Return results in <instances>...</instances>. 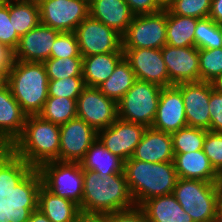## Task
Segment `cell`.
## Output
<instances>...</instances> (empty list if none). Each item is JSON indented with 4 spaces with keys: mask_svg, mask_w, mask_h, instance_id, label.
Returning a JSON list of instances; mask_svg holds the SVG:
<instances>
[{
    "mask_svg": "<svg viewBox=\"0 0 222 222\" xmlns=\"http://www.w3.org/2000/svg\"><path fill=\"white\" fill-rule=\"evenodd\" d=\"M12 149L19 176L31 174L43 163L59 161L60 126L38 115H28L24 130Z\"/></svg>",
    "mask_w": 222,
    "mask_h": 222,
    "instance_id": "obj_1",
    "label": "cell"
},
{
    "mask_svg": "<svg viewBox=\"0 0 222 222\" xmlns=\"http://www.w3.org/2000/svg\"><path fill=\"white\" fill-rule=\"evenodd\" d=\"M83 182L82 213L109 214L136 206L124 173L104 175L83 170Z\"/></svg>",
    "mask_w": 222,
    "mask_h": 222,
    "instance_id": "obj_2",
    "label": "cell"
},
{
    "mask_svg": "<svg viewBox=\"0 0 222 222\" xmlns=\"http://www.w3.org/2000/svg\"><path fill=\"white\" fill-rule=\"evenodd\" d=\"M132 198L141 206L150 198L171 194L178 176L174 162H143L129 158L123 169Z\"/></svg>",
    "mask_w": 222,
    "mask_h": 222,
    "instance_id": "obj_3",
    "label": "cell"
},
{
    "mask_svg": "<svg viewBox=\"0 0 222 222\" xmlns=\"http://www.w3.org/2000/svg\"><path fill=\"white\" fill-rule=\"evenodd\" d=\"M48 75L42 62L18 61L8 73V87L28 115H38L48 98Z\"/></svg>",
    "mask_w": 222,
    "mask_h": 222,
    "instance_id": "obj_4",
    "label": "cell"
},
{
    "mask_svg": "<svg viewBox=\"0 0 222 222\" xmlns=\"http://www.w3.org/2000/svg\"><path fill=\"white\" fill-rule=\"evenodd\" d=\"M220 192L218 182L178 178L172 193L194 222H214Z\"/></svg>",
    "mask_w": 222,
    "mask_h": 222,
    "instance_id": "obj_5",
    "label": "cell"
},
{
    "mask_svg": "<svg viewBox=\"0 0 222 222\" xmlns=\"http://www.w3.org/2000/svg\"><path fill=\"white\" fill-rule=\"evenodd\" d=\"M31 174L55 195L81 204L84 182L80 162L49 161Z\"/></svg>",
    "mask_w": 222,
    "mask_h": 222,
    "instance_id": "obj_6",
    "label": "cell"
},
{
    "mask_svg": "<svg viewBox=\"0 0 222 222\" xmlns=\"http://www.w3.org/2000/svg\"><path fill=\"white\" fill-rule=\"evenodd\" d=\"M20 192L51 222H77L81 213L78 204L47 190L32 174L20 176Z\"/></svg>",
    "mask_w": 222,
    "mask_h": 222,
    "instance_id": "obj_7",
    "label": "cell"
},
{
    "mask_svg": "<svg viewBox=\"0 0 222 222\" xmlns=\"http://www.w3.org/2000/svg\"><path fill=\"white\" fill-rule=\"evenodd\" d=\"M162 87L136 80L117 103L118 118L151 127L158 108Z\"/></svg>",
    "mask_w": 222,
    "mask_h": 222,
    "instance_id": "obj_8",
    "label": "cell"
},
{
    "mask_svg": "<svg viewBox=\"0 0 222 222\" xmlns=\"http://www.w3.org/2000/svg\"><path fill=\"white\" fill-rule=\"evenodd\" d=\"M167 9L152 14L134 15L122 35V48L161 49L166 45Z\"/></svg>",
    "mask_w": 222,
    "mask_h": 222,
    "instance_id": "obj_9",
    "label": "cell"
},
{
    "mask_svg": "<svg viewBox=\"0 0 222 222\" xmlns=\"http://www.w3.org/2000/svg\"><path fill=\"white\" fill-rule=\"evenodd\" d=\"M40 23L59 32H75L89 16V0H37Z\"/></svg>",
    "mask_w": 222,
    "mask_h": 222,
    "instance_id": "obj_10",
    "label": "cell"
},
{
    "mask_svg": "<svg viewBox=\"0 0 222 222\" xmlns=\"http://www.w3.org/2000/svg\"><path fill=\"white\" fill-rule=\"evenodd\" d=\"M75 34L82 57L123 52L122 35L90 15L77 26Z\"/></svg>",
    "mask_w": 222,
    "mask_h": 222,
    "instance_id": "obj_11",
    "label": "cell"
},
{
    "mask_svg": "<svg viewBox=\"0 0 222 222\" xmlns=\"http://www.w3.org/2000/svg\"><path fill=\"white\" fill-rule=\"evenodd\" d=\"M77 117L96 131L107 128L118 118L117 103L97 87H85L76 101Z\"/></svg>",
    "mask_w": 222,
    "mask_h": 222,
    "instance_id": "obj_12",
    "label": "cell"
},
{
    "mask_svg": "<svg viewBox=\"0 0 222 222\" xmlns=\"http://www.w3.org/2000/svg\"><path fill=\"white\" fill-rule=\"evenodd\" d=\"M146 126L117 118L107 128L97 131V138L112 154L124 162L132 157Z\"/></svg>",
    "mask_w": 222,
    "mask_h": 222,
    "instance_id": "obj_13",
    "label": "cell"
},
{
    "mask_svg": "<svg viewBox=\"0 0 222 222\" xmlns=\"http://www.w3.org/2000/svg\"><path fill=\"white\" fill-rule=\"evenodd\" d=\"M97 139V131L81 118L60 126V162H80Z\"/></svg>",
    "mask_w": 222,
    "mask_h": 222,
    "instance_id": "obj_14",
    "label": "cell"
},
{
    "mask_svg": "<svg viewBox=\"0 0 222 222\" xmlns=\"http://www.w3.org/2000/svg\"><path fill=\"white\" fill-rule=\"evenodd\" d=\"M124 58L130 63L136 79L169 87V75L161 49L122 48Z\"/></svg>",
    "mask_w": 222,
    "mask_h": 222,
    "instance_id": "obj_15",
    "label": "cell"
},
{
    "mask_svg": "<svg viewBox=\"0 0 222 222\" xmlns=\"http://www.w3.org/2000/svg\"><path fill=\"white\" fill-rule=\"evenodd\" d=\"M161 53L169 75V86L200 81L198 49L164 45Z\"/></svg>",
    "mask_w": 222,
    "mask_h": 222,
    "instance_id": "obj_16",
    "label": "cell"
},
{
    "mask_svg": "<svg viewBox=\"0 0 222 222\" xmlns=\"http://www.w3.org/2000/svg\"><path fill=\"white\" fill-rule=\"evenodd\" d=\"M182 93L188 127L210 131L209 100L211 82L199 81L175 85Z\"/></svg>",
    "mask_w": 222,
    "mask_h": 222,
    "instance_id": "obj_17",
    "label": "cell"
},
{
    "mask_svg": "<svg viewBox=\"0 0 222 222\" xmlns=\"http://www.w3.org/2000/svg\"><path fill=\"white\" fill-rule=\"evenodd\" d=\"M184 127L187 121L181 91L175 85L163 87L151 128L171 134Z\"/></svg>",
    "mask_w": 222,
    "mask_h": 222,
    "instance_id": "obj_18",
    "label": "cell"
},
{
    "mask_svg": "<svg viewBox=\"0 0 222 222\" xmlns=\"http://www.w3.org/2000/svg\"><path fill=\"white\" fill-rule=\"evenodd\" d=\"M49 26L39 23L20 37L15 51V60L28 62H45L50 58L51 47L60 34Z\"/></svg>",
    "mask_w": 222,
    "mask_h": 222,
    "instance_id": "obj_19",
    "label": "cell"
},
{
    "mask_svg": "<svg viewBox=\"0 0 222 222\" xmlns=\"http://www.w3.org/2000/svg\"><path fill=\"white\" fill-rule=\"evenodd\" d=\"M27 114L13 97L8 85L0 89V145H10L21 136Z\"/></svg>",
    "mask_w": 222,
    "mask_h": 222,
    "instance_id": "obj_20",
    "label": "cell"
},
{
    "mask_svg": "<svg viewBox=\"0 0 222 222\" xmlns=\"http://www.w3.org/2000/svg\"><path fill=\"white\" fill-rule=\"evenodd\" d=\"M143 162H173L174 152L170 133L146 128L131 157Z\"/></svg>",
    "mask_w": 222,
    "mask_h": 222,
    "instance_id": "obj_21",
    "label": "cell"
},
{
    "mask_svg": "<svg viewBox=\"0 0 222 222\" xmlns=\"http://www.w3.org/2000/svg\"><path fill=\"white\" fill-rule=\"evenodd\" d=\"M89 15L121 35L134 17L125 0H89Z\"/></svg>",
    "mask_w": 222,
    "mask_h": 222,
    "instance_id": "obj_22",
    "label": "cell"
},
{
    "mask_svg": "<svg viewBox=\"0 0 222 222\" xmlns=\"http://www.w3.org/2000/svg\"><path fill=\"white\" fill-rule=\"evenodd\" d=\"M173 162L178 178L219 182V174L215 171L203 150L174 154Z\"/></svg>",
    "mask_w": 222,
    "mask_h": 222,
    "instance_id": "obj_23",
    "label": "cell"
},
{
    "mask_svg": "<svg viewBox=\"0 0 222 222\" xmlns=\"http://www.w3.org/2000/svg\"><path fill=\"white\" fill-rule=\"evenodd\" d=\"M19 191L20 176L14 166L12 146L0 145V215L8 214Z\"/></svg>",
    "mask_w": 222,
    "mask_h": 222,
    "instance_id": "obj_24",
    "label": "cell"
},
{
    "mask_svg": "<svg viewBox=\"0 0 222 222\" xmlns=\"http://www.w3.org/2000/svg\"><path fill=\"white\" fill-rule=\"evenodd\" d=\"M140 207L149 222H194L173 193L150 198Z\"/></svg>",
    "mask_w": 222,
    "mask_h": 222,
    "instance_id": "obj_25",
    "label": "cell"
},
{
    "mask_svg": "<svg viewBox=\"0 0 222 222\" xmlns=\"http://www.w3.org/2000/svg\"><path fill=\"white\" fill-rule=\"evenodd\" d=\"M124 52H110L83 57L82 77L85 86L98 87L113 73Z\"/></svg>",
    "mask_w": 222,
    "mask_h": 222,
    "instance_id": "obj_26",
    "label": "cell"
},
{
    "mask_svg": "<svg viewBox=\"0 0 222 222\" xmlns=\"http://www.w3.org/2000/svg\"><path fill=\"white\" fill-rule=\"evenodd\" d=\"M83 170L98 174L112 175L124 173V161L112 154L97 138L80 161Z\"/></svg>",
    "mask_w": 222,
    "mask_h": 222,
    "instance_id": "obj_27",
    "label": "cell"
},
{
    "mask_svg": "<svg viewBox=\"0 0 222 222\" xmlns=\"http://www.w3.org/2000/svg\"><path fill=\"white\" fill-rule=\"evenodd\" d=\"M200 19L180 16L167 10L166 44L173 47L195 46V28Z\"/></svg>",
    "mask_w": 222,
    "mask_h": 222,
    "instance_id": "obj_28",
    "label": "cell"
},
{
    "mask_svg": "<svg viewBox=\"0 0 222 222\" xmlns=\"http://www.w3.org/2000/svg\"><path fill=\"white\" fill-rule=\"evenodd\" d=\"M136 76L130 63L123 58L115 67L110 77L97 88L108 98L118 103L134 85Z\"/></svg>",
    "mask_w": 222,
    "mask_h": 222,
    "instance_id": "obj_29",
    "label": "cell"
},
{
    "mask_svg": "<svg viewBox=\"0 0 222 222\" xmlns=\"http://www.w3.org/2000/svg\"><path fill=\"white\" fill-rule=\"evenodd\" d=\"M9 13L13 16L14 29L20 37L40 23L37 0H9Z\"/></svg>",
    "mask_w": 222,
    "mask_h": 222,
    "instance_id": "obj_30",
    "label": "cell"
},
{
    "mask_svg": "<svg viewBox=\"0 0 222 222\" xmlns=\"http://www.w3.org/2000/svg\"><path fill=\"white\" fill-rule=\"evenodd\" d=\"M77 99L48 96L38 116L56 125H63L77 117Z\"/></svg>",
    "mask_w": 222,
    "mask_h": 222,
    "instance_id": "obj_31",
    "label": "cell"
},
{
    "mask_svg": "<svg viewBox=\"0 0 222 222\" xmlns=\"http://www.w3.org/2000/svg\"><path fill=\"white\" fill-rule=\"evenodd\" d=\"M207 130L184 127L171 133L174 154H183L203 150Z\"/></svg>",
    "mask_w": 222,
    "mask_h": 222,
    "instance_id": "obj_32",
    "label": "cell"
},
{
    "mask_svg": "<svg viewBox=\"0 0 222 222\" xmlns=\"http://www.w3.org/2000/svg\"><path fill=\"white\" fill-rule=\"evenodd\" d=\"M43 64L48 80L82 76L83 57L49 58Z\"/></svg>",
    "mask_w": 222,
    "mask_h": 222,
    "instance_id": "obj_33",
    "label": "cell"
},
{
    "mask_svg": "<svg viewBox=\"0 0 222 222\" xmlns=\"http://www.w3.org/2000/svg\"><path fill=\"white\" fill-rule=\"evenodd\" d=\"M195 47L197 49H214L222 47V25L211 18L200 19L195 33Z\"/></svg>",
    "mask_w": 222,
    "mask_h": 222,
    "instance_id": "obj_34",
    "label": "cell"
},
{
    "mask_svg": "<svg viewBox=\"0 0 222 222\" xmlns=\"http://www.w3.org/2000/svg\"><path fill=\"white\" fill-rule=\"evenodd\" d=\"M7 215L14 222H51L20 191L15 195Z\"/></svg>",
    "mask_w": 222,
    "mask_h": 222,
    "instance_id": "obj_35",
    "label": "cell"
},
{
    "mask_svg": "<svg viewBox=\"0 0 222 222\" xmlns=\"http://www.w3.org/2000/svg\"><path fill=\"white\" fill-rule=\"evenodd\" d=\"M200 81L211 82L222 74V47L198 49Z\"/></svg>",
    "mask_w": 222,
    "mask_h": 222,
    "instance_id": "obj_36",
    "label": "cell"
},
{
    "mask_svg": "<svg viewBox=\"0 0 222 222\" xmlns=\"http://www.w3.org/2000/svg\"><path fill=\"white\" fill-rule=\"evenodd\" d=\"M212 0H171L165 7L170 13L180 16L209 18Z\"/></svg>",
    "mask_w": 222,
    "mask_h": 222,
    "instance_id": "obj_37",
    "label": "cell"
},
{
    "mask_svg": "<svg viewBox=\"0 0 222 222\" xmlns=\"http://www.w3.org/2000/svg\"><path fill=\"white\" fill-rule=\"evenodd\" d=\"M82 76L48 81V96L77 99L85 88Z\"/></svg>",
    "mask_w": 222,
    "mask_h": 222,
    "instance_id": "obj_38",
    "label": "cell"
},
{
    "mask_svg": "<svg viewBox=\"0 0 222 222\" xmlns=\"http://www.w3.org/2000/svg\"><path fill=\"white\" fill-rule=\"evenodd\" d=\"M20 36L13 25V16L9 13V0L0 1V44L15 50Z\"/></svg>",
    "mask_w": 222,
    "mask_h": 222,
    "instance_id": "obj_39",
    "label": "cell"
},
{
    "mask_svg": "<svg viewBox=\"0 0 222 222\" xmlns=\"http://www.w3.org/2000/svg\"><path fill=\"white\" fill-rule=\"evenodd\" d=\"M82 57L75 32H61L51 47L50 58Z\"/></svg>",
    "mask_w": 222,
    "mask_h": 222,
    "instance_id": "obj_40",
    "label": "cell"
},
{
    "mask_svg": "<svg viewBox=\"0 0 222 222\" xmlns=\"http://www.w3.org/2000/svg\"><path fill=\"white\" fill-rule=\"evenodd\" d=\"M203 151L215 171L220 175L222 173V133L208 130L204 140Z\"/></svg>",
    "mask_w": 222,
    "mask_h": 222,
    "instance_id": "obj_41",
    "label": "cell"
},
{
    "mask_svg": "<svg viewBox=\"0 0 222 222\" xmlns=\"http://www.w3.org/2000/svg\"><path fill=\"white\" fill-rule=\"evenodd\" d=\"M210 131L222 133V93L214 89L209 100Z\"/></svg>",
    "mask_w": 222,
    "mask_h": 222,
    "instance_id": "obj_42",
    "label": "cell"
},
{
    "mask_svg": "<svg viewBox=\"0 0 222 222\" xmlns=\"http://www.w3.org/2000/svg\"><path fill=\"white\" fill-rule=\"evenodd\" d=\"M111 222H149L140 206L108 214Z\"/></svg>",
    "mask_w": 222,
    "mask_h": 222,
    "instance_id": "obj_43",
    "label": "cell"
},
{
    "mask_svg": "<svg viewBox=\"0 0 222 222\" xmlns=\"http://www.w3.org/2000/svg\"><path fill=\"white\" fill-rule=\"evenodd\" d=\"M134 15L152 14L163 7L156 0H125Z\"/></svg>",
    "mask_w": 222,
    "mask_h": 222,
    "instance_id": "obj_44",
    "label": "cell"
},
{
    "mask_svg": "<svg viewBox=\"0 0 222 222\" xmlns=\"http://www.w3.org/2000/svg\"><path fill=\"white\" fill-rule=\"evenodd\" d=\"M15 63V51L6 45L0 44V70L9 71Z\"/></svg>",
    "mask_w": 222,
    "mask_h": 222,
    "instance_id": "obj_45",
    "label": "cell"
},
{
    "mask_svg": "<svg viewBox=\"0 0 222 222\" xmlns=\"http://www.w3.org/2000/svg\"><path fill=\"white\" fill-rule=\"evenodd\" d=\"M77 222H111L108 214L80 213Z\"/></svg>",
    "mask_w": 222,
    "mask_h": 222,
    "instance_id": "obj_46",
    "label": "cell"
},
{
    "mask_svg": "<svg viewBox=\"0 0 222 222\" xmlns=\"http://www.w3.org/2000/svg\"><path fill=\"white\" fill-rule=\"evenodd\" d=\"M209 18L222 25V0H212Z\"/></svg>",
    "mask_w": 222,
    "mask_h": 222,
    "instance_id": "obj_47",
    "label": "cell"
},
{
    "mask_svg": "<svg viewBox=\"0 0 222 222\" xmlns=\"http://www.w3.org/2000/svg\"><path fill=\"white\" fill-rule=\"evenodd\" d=\"M214 222H222V188L220 192V197L217 205V210L215 214V221Z\"/></svg>",
    "mask_w": 222,
    "mask_h": 222,
    "instance_id": "obj_48",
    "label": "cell"
},
{
    "mask_svg": "<svg viewBox=\"0 0 222 222\" xmlns=\"http://www.w3.org/2000/svg\"><path fill=\"white\" fill-rule=\"evenodd\" d=\"M211 84L215 91L222 93V74L212 80Z\"/></svg>",
    "mask_w": 222,
    "mask_h": 222,
    "instance_id": "obj_49",
    "label": "cell"
},
{
    "mask_svg": "<svg viewBox=\"0 0 222 222\" xmlns=\"http://www.w3.org/2000/svg\"><path fill=\"white\" fill-rule=\"evenodd\" d=\"M8 84V73L0 70V89L6 87Z\"/></svg>",
    "mask_w": 222,
    "mask_h": 222,
    "instance_id": "obj_50",
    "label": "cell"
},
{
    "mask_svg": "<svg viewBox=\"0 0 222 222\" xmlns=\"http://www.w3.org/2000/svg\"><path fill=\"white\" fill-rule=\"evenodd\" d=\"M0 222H14L8 215H0Z\"/></svg>",
    "mask_w": 222,
    "mask_h": 222,
    "instance_id": "obj_51",
    "label": "cell"
},
{
    "mask_svg": "<svg viewBox=\"0 0 222 222\" xmlns=\"http://www.w3.org/2000/svg\"><path fill=\"white\" fill-rule=\"evenodd\" d=\"M163 8H165L171 0H156Z\"/></svg>",
    "mask_w": 222,
    "mask_h": 222,
    "instance_id": "obj_52",
    "label": "cell"
},
{
    "mask_svg": "<svg viewBox=\"0 0 222 222\" xmlns=\"http://www.w3.org/2000/svg\"><path fill=\"white\" fill-rule=\"evenodd\" d=\"M219 186L222 188V173L219 175Z\"/></svg>",
    "mask_w": 222,
    "mask_h": 222,
    "instance_id": "obj_53",
    "label": "cell"
}]
</instances>
